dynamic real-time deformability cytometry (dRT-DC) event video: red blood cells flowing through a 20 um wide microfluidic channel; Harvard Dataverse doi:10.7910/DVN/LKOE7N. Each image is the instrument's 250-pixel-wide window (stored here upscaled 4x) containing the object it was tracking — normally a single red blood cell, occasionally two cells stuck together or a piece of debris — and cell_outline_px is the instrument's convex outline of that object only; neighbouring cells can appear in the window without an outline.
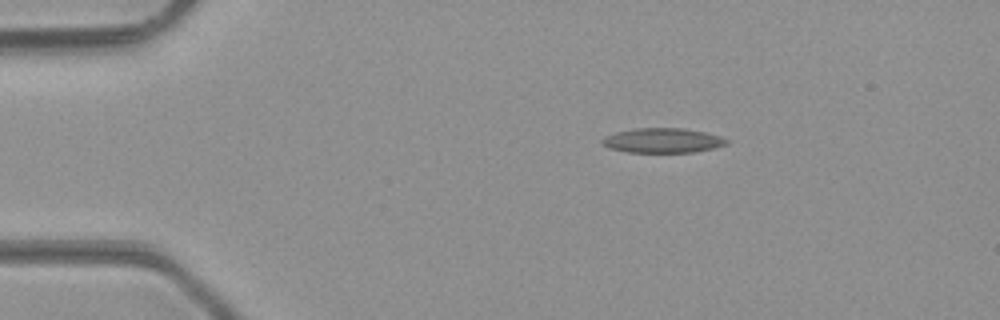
{"species": "common noctule bat (a hibernating species)", "species_latin": "Nyctalus noctula", "temperature_condition": "room temperature", "stored_images_in_passage": 40, "camera_frame_rate_fps": 3000, "um_per_image_px": 0.085, "animal": {"sex": "male", "body_mass_g": 23.1, "forearm_length_mm": 52.7}, "frame": {"image": 1, "passage_image": 1, "time_ms": 0.0, "image_size_px": [1000, 320], "cell_outline_px": [[728, 144], [716, 148], [696, 152], [628, 152], [608, 148], [600, 144], [600, 140], [604, 136], [616, 132], [636, 128], [684, 128], [704, 132], [720, 136], [728, 140]], "centroid_in_image_um": [56.31, 11.94], "position_along_channel_um": 28.7, "area_um2": 18.09}}
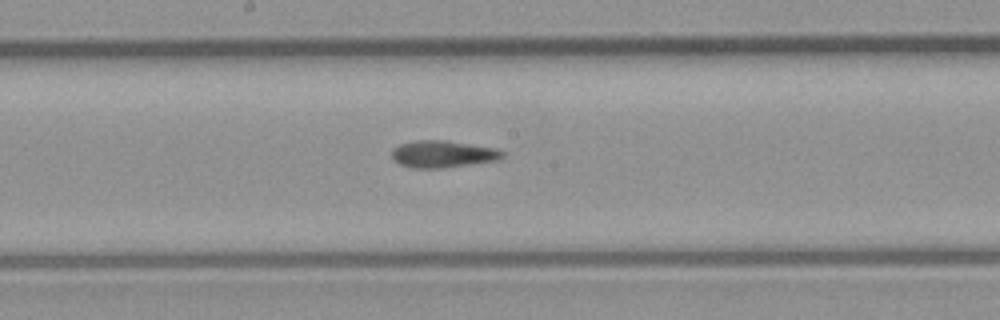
{"frame": {"image": 2, "passage_image": 18, "time_ms": 5.667, "image_size_px": [1000, 320], "cell_outline_px": [[504, 156], [500, 160], [444, 168], [412, 168], [400, 164], [392, 160], [392, 148], [400, 144], [416, 140], [448, 140], [496, 148], [504, 152]], "centroid_in_image_um": [37.65, 13.09], "position_along_channel_um": 210.6, "area_um2": 17.69}}
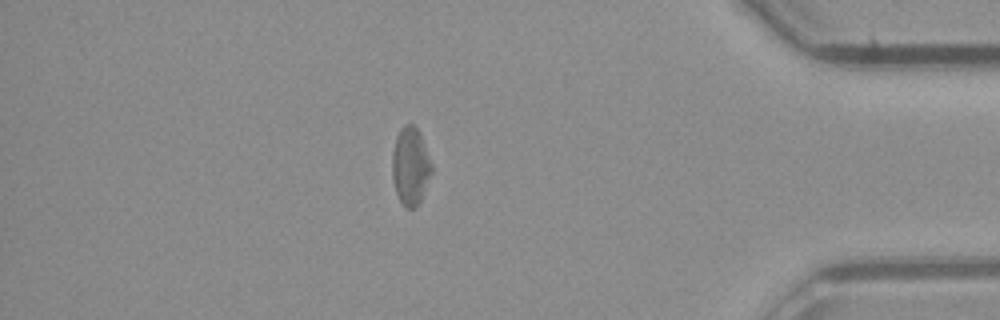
{"frame": {"image": 3, "passage_image": 34, "time_ms": 11.0, "image_size_px": [1000, 320], "cell_outline_px": [[432, 172], [420, 200], [416, 208], [408, 208], [400, 200], [396, 192], [392, 176], [392, 152], [396, 136], [400, 128], [404, 124], [412, 124], [420, 132], [432, 168]], "centroid_in_image_um": [34.87, 14.09], "position_along_channel_um": 400.3, "area_um2": 17.63}, "authors_computed_cell_mechanics": {"area_um2": 17.6868, "velocity_mm_per_s": 4.2775, "shape_relaxation_time_tau1_ms": null, "shape_relaxation_time_tau2_ms": 9.7027, "deformation_change_tau1": null, "deformation_change_tau2": 0.2167}}